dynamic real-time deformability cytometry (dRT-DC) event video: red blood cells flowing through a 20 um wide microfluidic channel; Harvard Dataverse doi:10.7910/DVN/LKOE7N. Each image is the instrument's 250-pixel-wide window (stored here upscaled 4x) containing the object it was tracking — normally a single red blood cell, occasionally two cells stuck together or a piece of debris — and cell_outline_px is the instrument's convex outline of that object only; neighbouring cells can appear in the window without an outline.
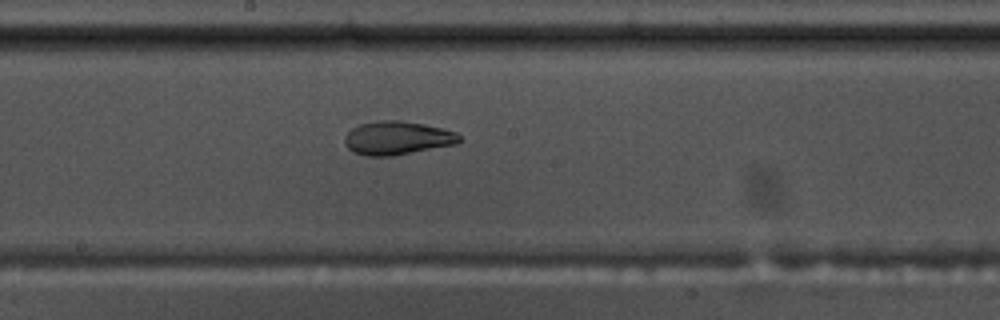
{"species": "common noctule bat (a hibernating species)", "species_latin": "Nyctalus noctula", "temperature_condition": "warm", "stored_images_in_passage": 57, "camera_frame_rate_fps": 3000, "um_per_image_px": 0.085, "animal": {"sex": "male", "body_mass_g": 17.5, "forearm_length_mm": 52.3}, "frame": {"image": 1, "passage_image": 31, "time_ms": 10.0, "image_size_px": [1000, 320], "cell_outline_px": [[460, 144], [392, 156], [364, 156], [352, 152], [344, 144], [344, 136], [352, 128], [360, 124], [376, 120], [400, 120], [424, 124], [444, 128], [456, 132], [460, 136]], "centroid_in_image_um": [33.77, 11.73], "position_along_channel_um": 214.4, "area_um2": 22.83}}
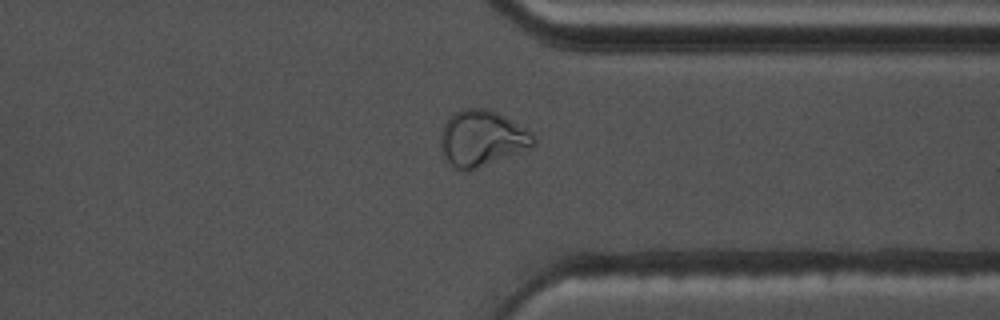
{"frame": {"image": 2, "passage_image": 44, "time_ms": 14.333, "image_size_px": [1000, 320], "cell_outline_px": [[536, 144], [528, 148], [468, 172], [460, 172], [444, 156], [440, 144], [440, 132], [444, 124], [456, 112], [464, 108], [488, 108], [504, 116], [532, 132], [536, 136]], "centroid_in_image_um": [40.96, 11.76], "position_along_channel_um": 370.4, "area_um2": 30.11}}
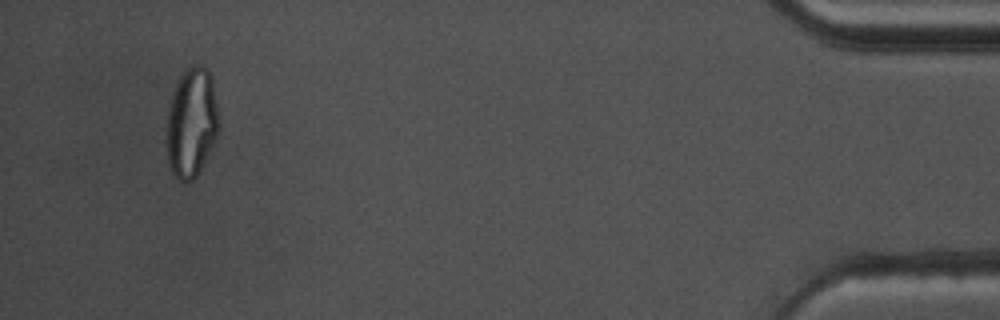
{"frame": {"image": 3, "passage_image": 54, "time_ms": 17.667, "image_size_px": [1000, 320], "cell_outline_px": [[220, 128], [196, 176], [192, 180], [180, 180], [172, 172], [168, 164], [164, 144], [164, 140], [168, 108], [172, 92], [184, 68], [192, 64], [200, 64], [208, 68], [212, 76], [220, 116]], "centroid_in_image_um": [16.26, 10.35], "position_along_channel_um": 418.9, "area_um2": 34.22}, "authors_computed_cell_mechanics": {"area_um2": 24.9696, "velocity_mm_per_s": 3.6281, "shape_relaxation_time_tau1_ms": null, "shape_relaxation_time_tau2_ms": 2.3474, "deformation_change_tau1": null, "deformation_change_tau2": 0.08}}